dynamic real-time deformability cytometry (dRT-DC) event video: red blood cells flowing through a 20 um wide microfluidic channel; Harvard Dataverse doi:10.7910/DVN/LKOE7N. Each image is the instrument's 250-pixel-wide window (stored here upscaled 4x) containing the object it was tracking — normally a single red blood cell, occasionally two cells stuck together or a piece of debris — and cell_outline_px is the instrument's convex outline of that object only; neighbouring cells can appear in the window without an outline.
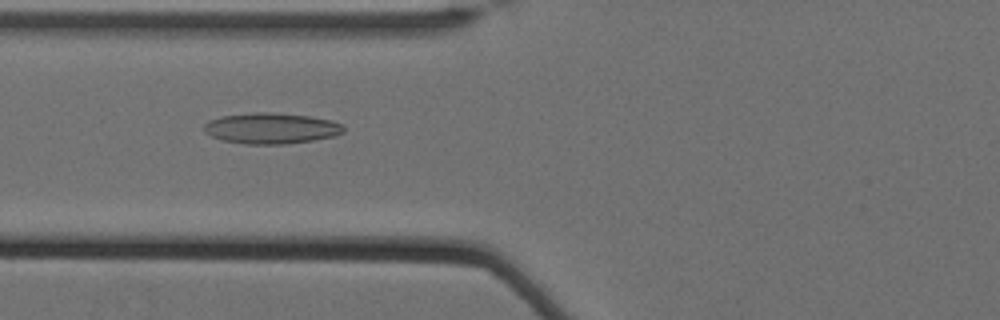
{"species": "Egyptian fruit bat (a non-hibernating species)", "species_latin": "Rousettus aegyptiacus", "temperature_condition": "cold", "stored_images_in_passage": 39, "camera_frame_rate_fps": 3000, "um_per_image_px": 0.085, "animal": {"sex": "female"}, "frame": {"image": 1, "passage_image": 5, "time_ms": 1.333, "image_size_px": [1000, 320], "cell_outline_px": [[344, 132], [336, 136], [312, 140], [284, 144], [244, 144], [224, 140], [212, 136], [204, 132], [204, 124], [208, 120], [220, 116], [252, 112], [272, 112], [308, 116], [332, 120], [344, 124]], "centroid_in_image_um": [23.06, 10.89], "position_along_channel_um": 102.7, "area_um2": 25.26}}
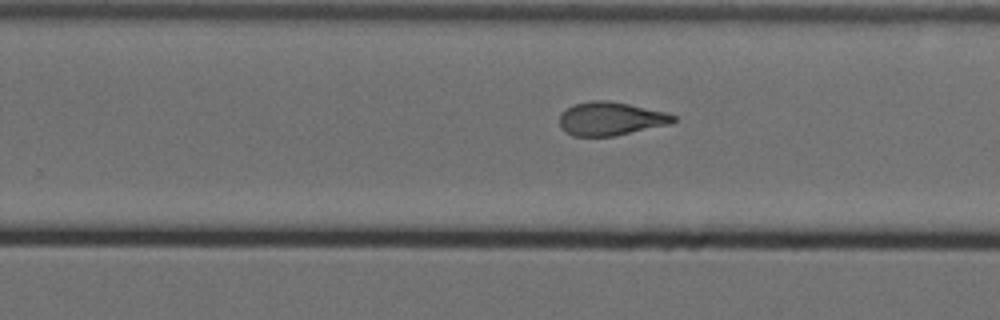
{"frame": {"image": 2, "passage_image": 20, "time_ms": 6.333, "image_size_px": [1000, 320], "cell_outline_px": [[676, 120], [672, 124], [612, 136], [572, 136], [564, 132], [560, 128], [560, 116], [568, 108], [576, 104], [592, 100], [608, 100], [668, 112], [676, 116]], "centroid_in_image_um": [51.94, 10.1], "position_along_channel_um": 277.9, "area_um2": 22.2}}
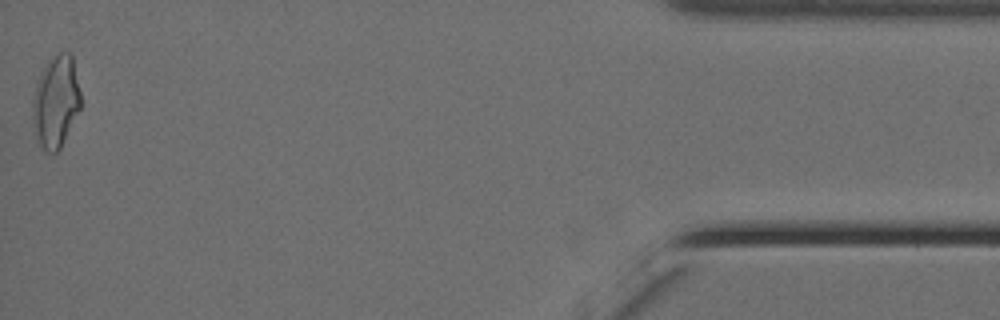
{"frame": {"image": 3, "passage_image": 39, "time_ms": 12.667, "image_size_px": [1000, 320], "cell_outline_px": [[80, 108], [60, 148], [56, 152], [44, 152], [40, 148], [32, 132], [32, 104], [36, 84], [48, 60], [56, 52], [68, 52], [72, 56], [80, 92]], "centroid_in_image_um": [4.71, 8.68], "position_along_channel_um": 430.5, "area_um2": 25.89}, "authors_computed_cell_mechanics": {"area_um2": 22.831, "velocity_mm_per_s": 3.4866, "shape_relaxation_time_tau1_ms": null, "shape_relaxation_time_tau2_ms": 2.5219, "deformation_change_tau1": null, "deformation_change_tau2": 0.105}}